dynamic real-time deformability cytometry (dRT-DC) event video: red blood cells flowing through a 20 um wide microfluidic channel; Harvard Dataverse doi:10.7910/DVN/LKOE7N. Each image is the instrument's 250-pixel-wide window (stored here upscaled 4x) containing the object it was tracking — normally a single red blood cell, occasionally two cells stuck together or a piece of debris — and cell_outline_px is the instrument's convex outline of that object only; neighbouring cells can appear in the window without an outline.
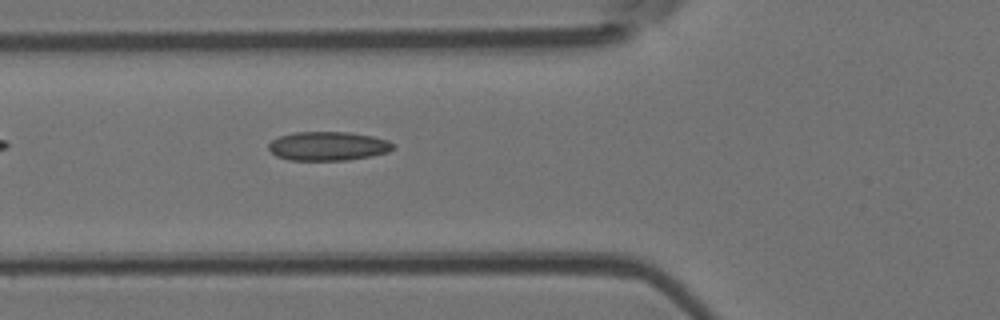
{"species": "Egyptian fruit bat (a non-hibernating species)", "species_latin": "Rousettus aegyptiacus", "temperature_condition": "room temperature", "stored_images_in_passage": 4, "camera_frame_rate_fps": 3000, "um_per_image_px": 0.085, "animal": {"sex": "female"}, "frame": {"image": 1, "passage_image": 4, "time_ms": 3.333, "image_size_px": [1000, 320], "cell_outline_px": [[396, 144], [388, 152], [372, 156], [348, 160], [288, 160], [276, 156], [268, 148], [268, 144], [272, 140], [280, 136], [292, 132], [348, 132], [372, 136], [388, 140]], "centroid_in_image_um": [27.88, 12.42], "position_along_channel_um": 97.9, "area_um2": 21.1}}